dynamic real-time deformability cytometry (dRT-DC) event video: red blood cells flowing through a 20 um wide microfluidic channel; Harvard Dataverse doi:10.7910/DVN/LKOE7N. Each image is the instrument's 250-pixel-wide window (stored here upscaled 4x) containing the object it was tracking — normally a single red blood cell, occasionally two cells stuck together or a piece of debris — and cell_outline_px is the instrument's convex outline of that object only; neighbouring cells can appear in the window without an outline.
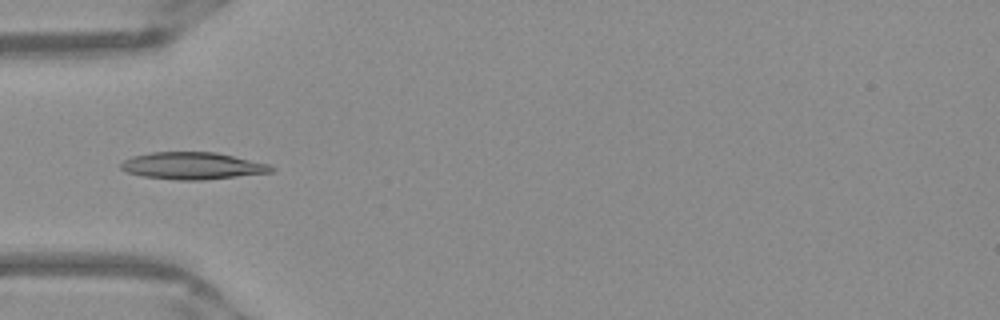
{"species": "Egyptian fruit bat (a non-hibernating species)", "species_latin": "Rousettus aegyptiacus", "temperature_condition": "warm", "stored_images_in_passage": 51, "camera_frame_rate_fps": 3000, "um_per_image_px": 0.085, "frame": {"image": 1, "passage_image": 16, "time_ms": 5.0, "image_size_px": [1000, 320], "cell_outline_px": [[276, 168], [272, 172], [204, 180], [176, 180], [144, 176], [128, 172], [120, 168], [120, 164], [124, 160], [132, 156], [152, 152], [216, 152], [268, 164]], "centroid_in_image_um": [16.36, 14.09], "position_along_channel_um": 68.6, "area_um2": 23.58}}
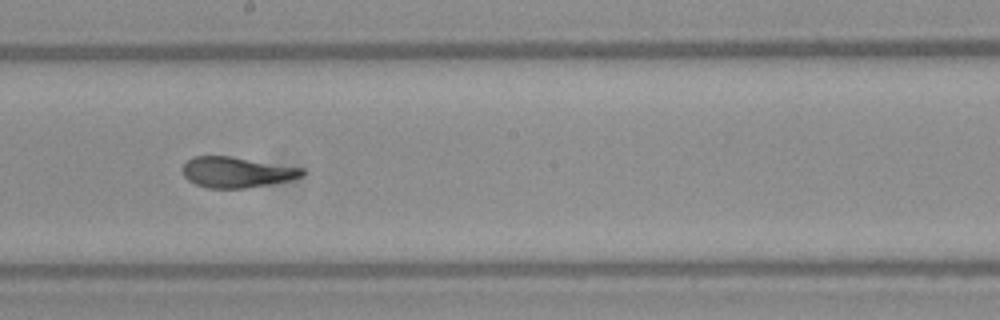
{"frame": {"image": 2, "passage_image": 28, "time_ms": 9.0, "image_size_px": [1000, 320], "cell_outline_px": [[304, 172], [300, 176], [288, 180], [268, 184], [244, 188], [208, 188], [196, 184], [188, 180], [184, 176], [184, 164], [192, 156], [232, 156], [304, 168]], "centroid_in_image_um": [20.1, 14.62], "position_along_channel_um": 228.1, "area_um2": 21.1}}
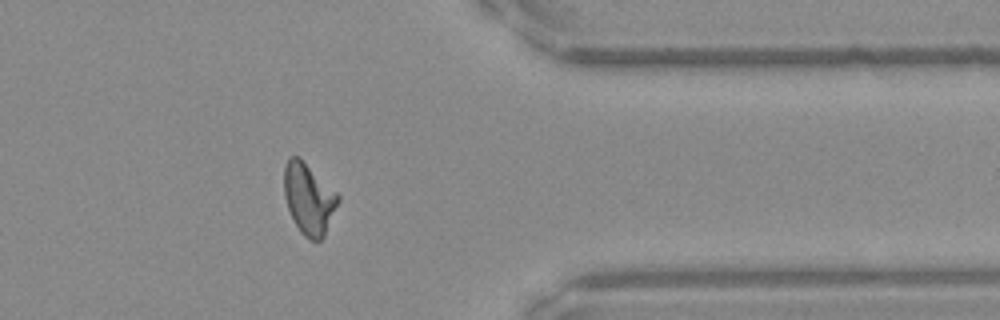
{"frame": {"image": 3, "passage_image": 41, "time_ms": 13.333, "image_size_px": [1000, 320], "cell_outline_px": [[340, 200], [324, 236], [320, 240], [308, 240], [300, 232], [288, 208], [284, 196], [284, 168], [288, 160], [292, 156], [300, 156], [340, 196]], "centroid_in_image_um": [26.25, 16.88], "position_along_channel_um": 385.1, "area_um2": 22.25}, "authors_computed_cell_mechanics": {"area_um2": 21.7906, "velocity_mm_per_s": 3.9667, "shape_relaxation_time_tau1_ms": null, "shape_relaxation_time_tau2_ms": 1.0316, "deformation_change_tau1": null, "deformation_change_tau2": 0.063}}